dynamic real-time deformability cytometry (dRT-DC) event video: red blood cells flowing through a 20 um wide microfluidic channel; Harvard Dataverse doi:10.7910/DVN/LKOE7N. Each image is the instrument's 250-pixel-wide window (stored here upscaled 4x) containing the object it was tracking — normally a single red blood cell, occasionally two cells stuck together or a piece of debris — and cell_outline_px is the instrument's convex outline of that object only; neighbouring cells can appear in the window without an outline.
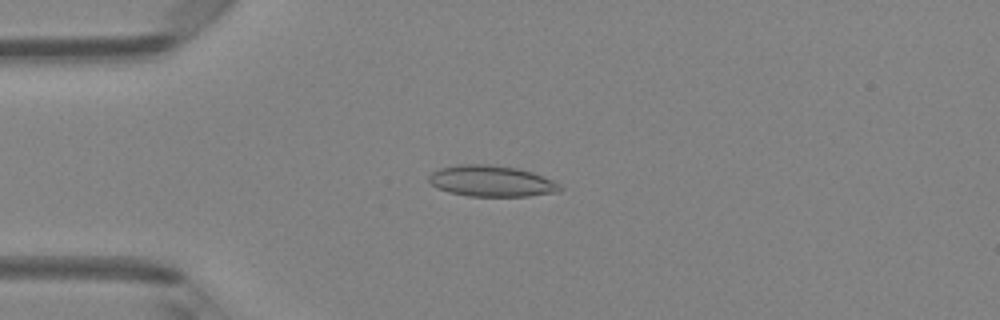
{"species": "Egyptian fruit bat (a non-hibernating species)", "species_latin": "Rousettus aegyptiacus", "temperature_condition": "room temperature", "stored_images_in_passage": 48, "camera_frame_rate_fps": 3000, "um_per_image_px": 0.085, "animal": {"sex": "female"}, "frame": {"image": 1, "passage_image": 12, "time_ms": 3.667, "image_size_px": [1000, 320], "cell_outline_px": [[564, 188], [560, 192], [528, 196], [468, 196], [448, 192], [436, 188], [428, 180], [428, 176], [432, 172], [440, 168], [460, 164], [488, 164], [516, 168], [532, 172], [544, 176], [560, 184]], "centroid_in_image_um": [41.79, 15.4], "position_along_channel_um": 43.2, "area_um2": 23.93}}
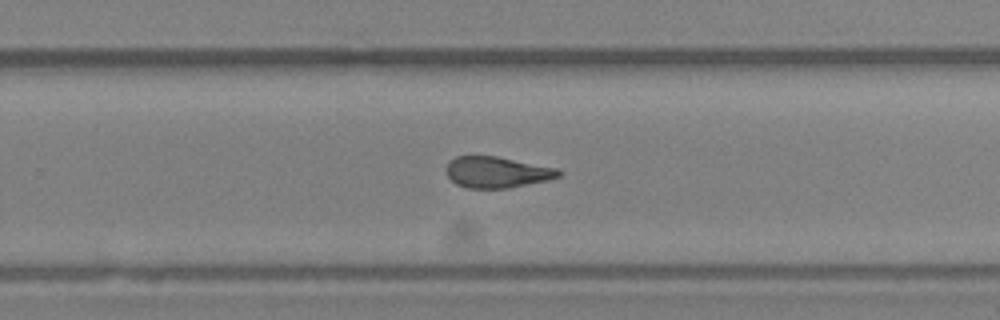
{"frame": {"image": 2, "passage_image": 31, "time_ms": 10.0, "image_size_px": [1000, 320], "cell_outline_px": [[560, 176], [548, 180], [508, 188], [468, 188], [456, 184], [448, 176], [448, 164], [456, 156], [496, 156], [556, 168], [560, 172]], "centroid_in_image_um": [42.25, 14.64], "position_along_channel_um": 287.6, "area_um2": 20.0}}
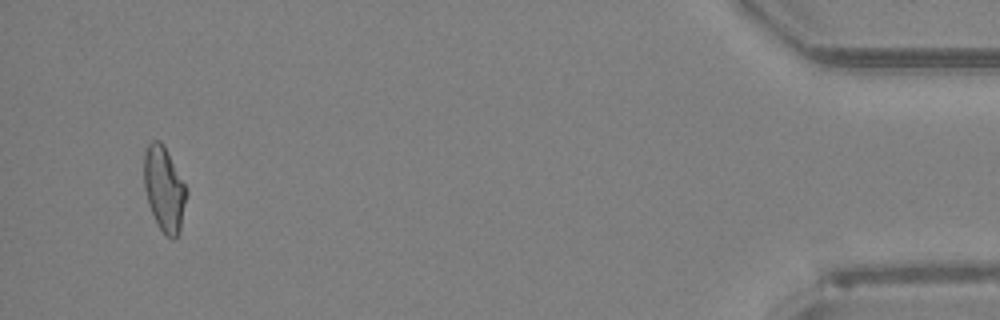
{"frame": {"image": 3, "passage_image": 46, "time_ms": 15.0, "image_size_px": [1000, 320], "cell_outline_px": [[188, 196], [180, 232], [172, 240], [164, 236], [148, 204], [144, 188], [144, 152], [148, 144], [152, 140], [160, 140], [164, 144], [188, 192]], "centroid_in_image_um": [13.96, 16.08], "position_along_channel_um": 421.2, "area_um2": 21.15}, "authors_computed_cell_mechanics": {"area_um2": 21.5016, "velocity_mm_per_s": 4.2245, "shape_relaxation_time_tau1_ms": null, "shape_relaxation_time_tau2_ms": 2.7739, "deformation_change_tau1": null, "deformation_change_tau2": 0.1052}}